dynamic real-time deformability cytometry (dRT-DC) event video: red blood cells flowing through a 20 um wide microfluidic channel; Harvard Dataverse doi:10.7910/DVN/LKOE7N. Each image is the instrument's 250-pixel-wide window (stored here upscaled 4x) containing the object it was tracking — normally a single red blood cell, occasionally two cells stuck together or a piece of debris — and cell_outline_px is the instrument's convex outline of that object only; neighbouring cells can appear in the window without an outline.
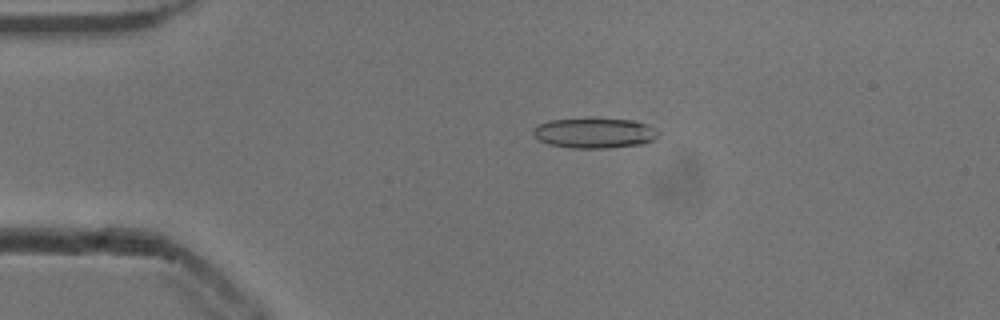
{"species": "common noctule bat (a hibernating species)", "species_latin": "Nyctalus noctula", "temperature_condition": "cold", "stored_images_in_passage": 53, "camera_frame_rate_fps": 3000, "um_per_image_px": 0.085, "animal": {"sex": "male", "body_mass_g": 13.3}, "frame": {"image": 1, "passage_image": 11, "time_ms": 3.333, "image_size_px": [1000, 320], "cell_outline_px": [[660, 136], [644, 144], [608, 148], [572, 148], [548, 144], [540, 140], [532, 132], [532, 128], [536, 124], [548, 120], [588, 116], [596, 116], [632, 120], [644, 124], [660, 132]], "centroid_in_image_um": [50.49, 11.26], "position_along_channel_um": 34.5, "area_um2": 22.95}}
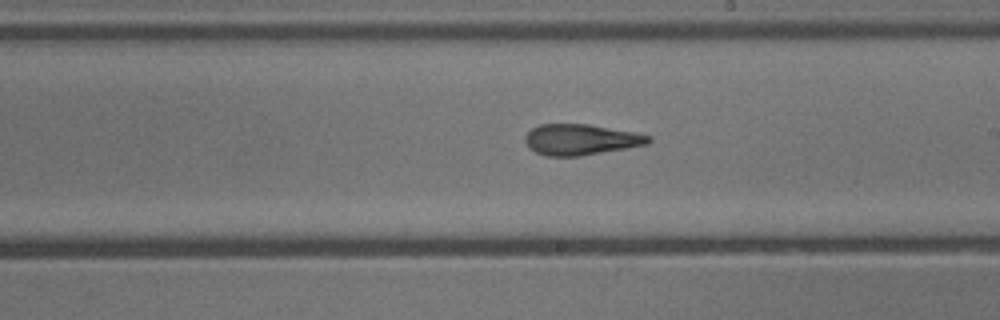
{"frame": {"image": 2, "passage_image": 30, "time_ms": 9.667, "image_size_px": [1000, 320], "cell_outline_px": [[652, 140], [648, 144], [628, 148], [580, 156], [544, 156], [528, 148], [524, 140], [524, 136], [532, 128], [540, 124], [588, 124], [636, 132], [652, 136]], "centroid_in_image_um": [49.37, 11.86], "position_along_channel_um": 239.6, "area_um2": 22.43}}
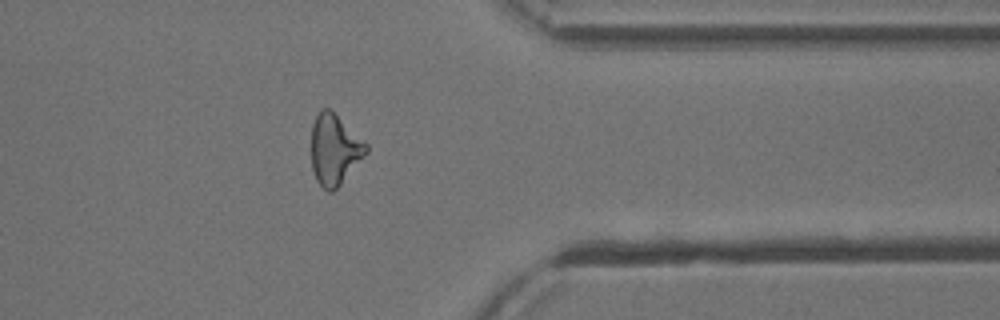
{"frame": {"image": 3, "passage_image": 42, "time_ms": 13.667, "image_size_px": [1000, 320], "cell_outline_px": [[368, 152], [340, 184], [332, 192], [328, 192], [316, 180], [312, 168], [312, 124], [316, 112], [320, 108], [328, 108], [368, 144]], "centroid_in_image_um": [28.42, 12.7], "position_along_channel_um": 383.0, "area_um2": 22.31}, "authors_computed_cell_mechanics": {"area_um2": 22.4264, "velocity_mm_per_s": 3.8807, "shape_relaxation_time_tau1_ms": 9.1359, "shape_relaxation_time_tau2_ms": 2.5887, "deformation_change_tau1": 0.2231, "deformation_change_tau2": 0.1207}}